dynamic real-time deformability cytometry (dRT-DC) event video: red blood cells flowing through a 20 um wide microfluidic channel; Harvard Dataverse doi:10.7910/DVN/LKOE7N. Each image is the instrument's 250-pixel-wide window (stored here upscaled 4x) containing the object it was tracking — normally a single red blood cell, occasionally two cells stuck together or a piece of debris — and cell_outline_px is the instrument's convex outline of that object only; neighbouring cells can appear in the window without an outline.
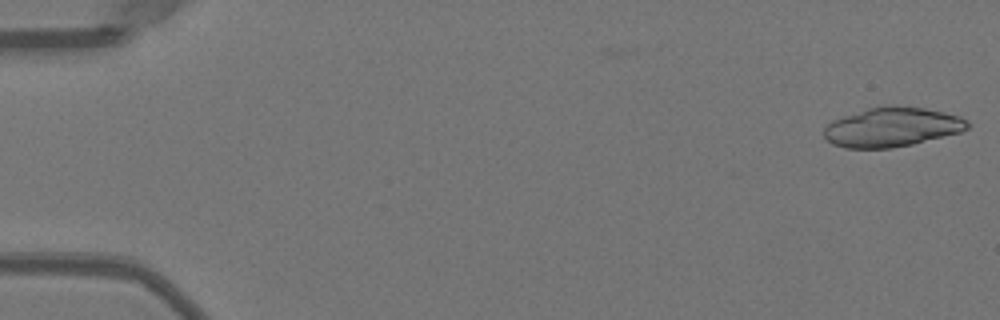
{"species": "Egyptian fruit bat (a non-hibernating species)", "species_latin": "Rousettus aegyptiacus", "temperature_condition": "warm", "stored_images_in_passage": 13, "camera_frame_rate_fps": 3000, "um_per_image_px": 0.085, "animal": {"sex": "female"}, "frame": {"image": 1, "passage_image": 1, "time_ms": 0.0, "image_size_px": [1000, 320], "cell_outline_px": [[972, 124], [968, 128], [960, 132], [912, 144], [892, 148], [844, 148], [832, 144], [824, 136], [824, 128], [832, 120], [868, 108], [884, 104], [896, 104], [924, 108], [944, 112], [960, 116], [968, 120]], "centroid_in_image_um": [75.83, 10.78], "position_along_channel_um": 9.2, "area_um2": 33.23}}